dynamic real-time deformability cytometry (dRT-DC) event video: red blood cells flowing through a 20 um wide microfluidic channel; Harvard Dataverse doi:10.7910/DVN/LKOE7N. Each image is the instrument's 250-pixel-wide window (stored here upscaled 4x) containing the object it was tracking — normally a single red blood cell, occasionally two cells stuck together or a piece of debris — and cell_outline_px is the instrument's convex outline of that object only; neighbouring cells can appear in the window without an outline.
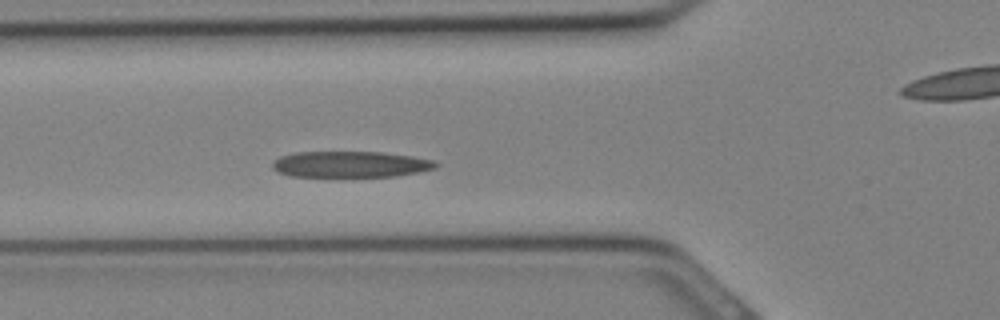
{"species": "Egyptian fruit bat (a non-hibernating species)", "species_latin": "Rousettus aegyptiacus", "temperature_condition": "cold", "stored_images_in_passage": 15, "camera_frame_rate_fps": 3000, "um_per_image_px": 0.085, "animal": {"sex": "female"}, "frame": {"image": 1, "passage_image": 9, "time_ms": 2.667, "image_size_px": [1000, 320], "cell_outline_px": [[440, 164], [436, 168], [396, 176], [288, 176], [272, 168], [272, 164], [280, 156], [296, 152], [380, 152], [412, 156], [432, 160]], "centroid_in_image_um": [29.79, 13.96], "position_along_channel_um": 96.0, "area_um2": 24.62}}
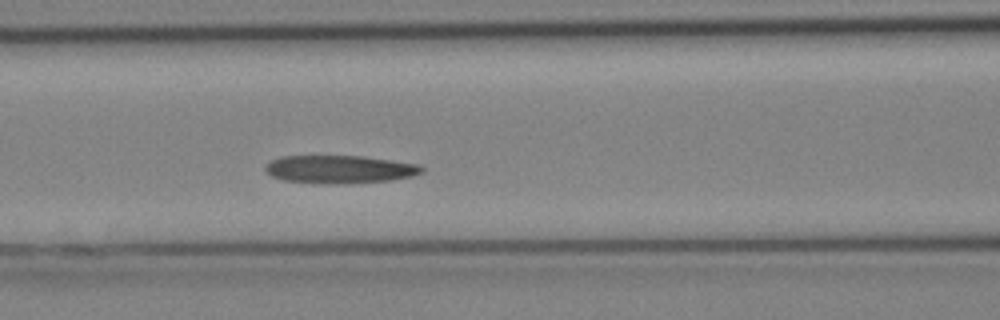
{"frame": {"image": 2, "passage_image": 11, "time_ms": 3.333, "image_size_px": [1000, 320], "cell_outline_px": [[424, 172], [412, 176], [392, 180], [284, 180], [272, 176], [264, 168], [272, 160], [280, 156], [364, 156], [420, 164], [424, 168]], "centroid_in_image_um": [28.95, 14.31], "position_along_channel_um": 137.6, "area_um2": 23.81}}
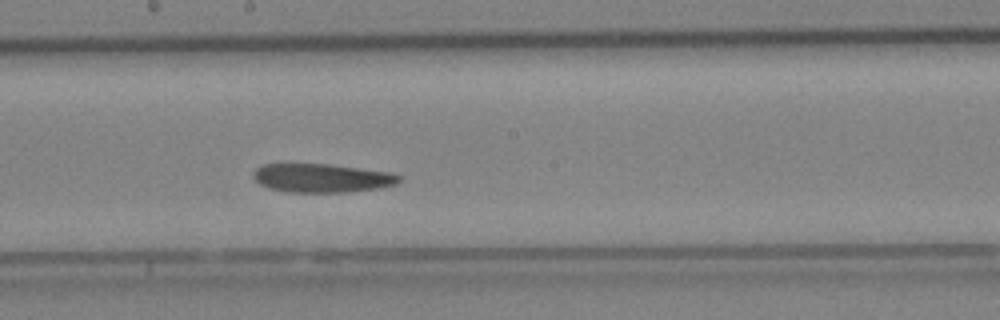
{"frame": {"image": 3, "passage_image": 15, "time_ms": 4.667, "image_size_px": [1000, 320], "cell_outline_px": [[400, 180], [396, 184], [380, 188], [344, 192], [288, 192], [268, 188], [260, 184], [252, 176], [252, 172], [260, 164], [288, 160], [328, 164], [388, 172], [400, 176]], "centroid_in_image_um": [27.21, 15.08], "position_along_channel_um": 221.0, "area_um2": 25.26}}